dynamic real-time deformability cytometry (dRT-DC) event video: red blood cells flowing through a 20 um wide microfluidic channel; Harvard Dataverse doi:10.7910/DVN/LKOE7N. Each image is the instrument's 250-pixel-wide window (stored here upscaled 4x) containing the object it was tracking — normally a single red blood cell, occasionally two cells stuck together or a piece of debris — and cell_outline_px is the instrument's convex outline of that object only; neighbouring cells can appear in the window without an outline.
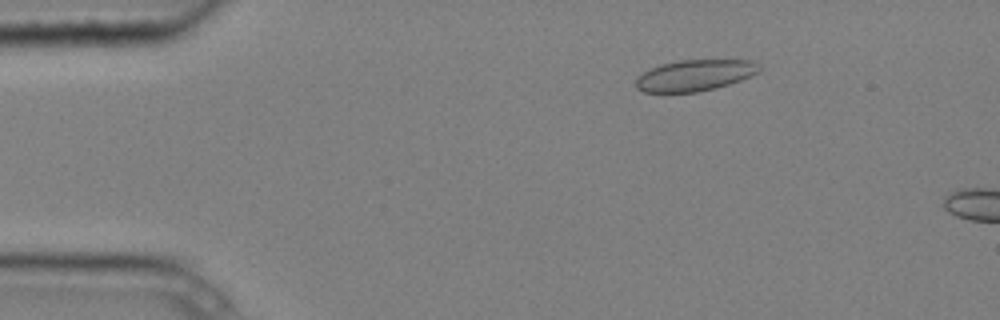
{"species": "common noctule bat (a hibernating species)", "species_latin": "Nyctalus noctula", "temperature_condition": "cold", "stored_images_in_passage": 4, "camera_frame_rate_fps": 3000, "um_per_image_px": 0.085, "animal": {"sex": "male", "body_mass_g": 20.4}, "frame": {"image": 1, "passage_image": 2, "time_ms": 0.333, "image_size_px": [1000, 320], "cell_outline_px": [[760, 72], [752, 76], [716, 88], [696, 92], [644, 92], [636, 88], [636, 80], [644, 72], [660, 64], [680, 60], [752, 60], [760, 68]], "centroid_in_image_um": [59.07, 6.4], "position_along_channel_um": 25.9, "area_um2": 22.25}}